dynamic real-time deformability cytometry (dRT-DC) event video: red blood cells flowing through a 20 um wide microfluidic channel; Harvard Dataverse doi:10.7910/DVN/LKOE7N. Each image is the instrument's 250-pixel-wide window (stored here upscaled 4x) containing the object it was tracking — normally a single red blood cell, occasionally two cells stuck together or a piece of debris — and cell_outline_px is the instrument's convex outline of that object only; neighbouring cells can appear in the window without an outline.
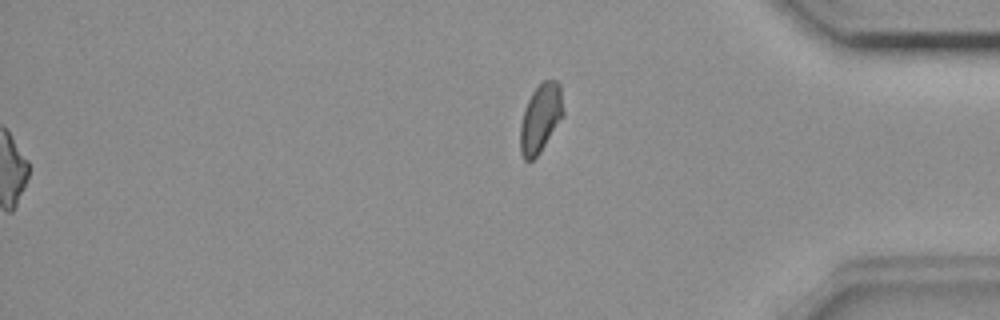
{"species": "common noctule bat (a hibernating species)", "species_latin": "Nyctalus noctula", "temperature_condition": "room temperature", "stored_images_in_passage": 56, "segment_of_instrument_passage": [2, 2], "camera_frame_rate_fps": 3000, "um_per_image_px": 0.085, "animal": {"sex": "female", "body_mass_g": 18.4}, "frame": {"image": 1, "passage_image": 56, "time_ms": 18.333, "image_size_px": [1000, 320], "cell_outline_px": [[564, 116], [540, 152], [532, 160], [524, 160], [520, 152], [520, 124], [524, 108], [532, 92], [544, 80], [556, 80], [560, 84], [564, 112]], "centroid_in_image_um": [45.95, 10.04], "position_along_channel_um": 389.3, "area_um2": 17.28}}